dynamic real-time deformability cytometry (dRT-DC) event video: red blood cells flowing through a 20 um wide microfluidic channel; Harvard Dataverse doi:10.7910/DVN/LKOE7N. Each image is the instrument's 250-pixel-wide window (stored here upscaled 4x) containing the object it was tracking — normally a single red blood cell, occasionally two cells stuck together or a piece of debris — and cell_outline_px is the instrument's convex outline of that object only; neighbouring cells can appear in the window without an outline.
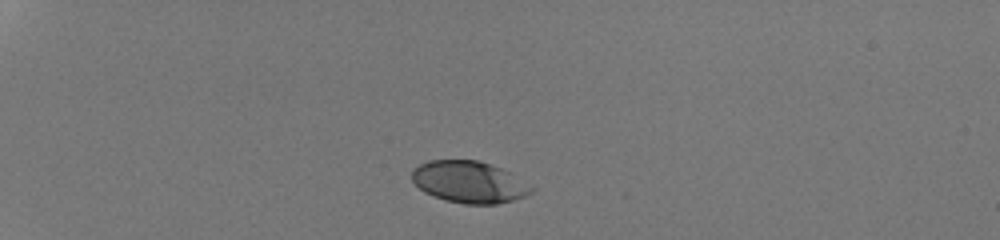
{"species": "human", "species_latin": "Homo sapiens", "temperature_condition": "room temperature", "stored_images_in_passage": 33, "camera_frame_rate_fps": 3000, "um_per_image_px": 0.085, "donor": {"sex": "male"}, "frame": {"image": 1, "passage_image": 1, "time_ms": 0.0, "image_size_px": [1000, 240], "cell_outline_px": [[536, 188], [532, 192], [524, 196], [512, 200], [496, 204], [464, 204], [444, 200], [424, 192], [412, 180], [412, 168], [428, 160], [480, 160], [500, 168], [508, 172]], "centroid_in_image_um": [39.86, 15.47], "position_along_channel_um": 45.1, "area_um2": 29.02}}
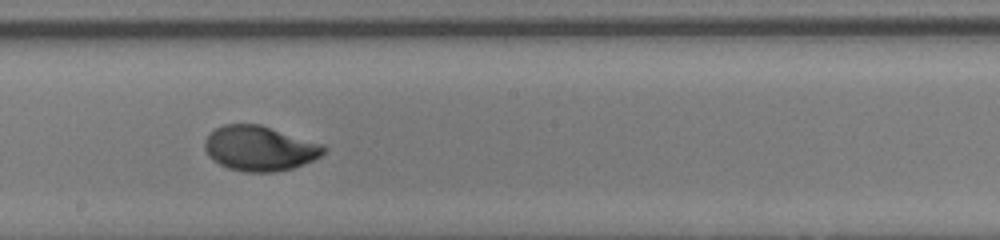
{"frame": {"image": 2, "passage_image": 19, "time_ms": 6.0, "image_size_px": [1000, 240], "cell_outline_px": [[328, 148], [320, 156], [312, 160], [292, 168], [276, 172], [244, 172], [228, 168], [212, 160], [208, 156], [204, 148], [204, 140], [216, 128], [224, 124], [260, 124], [324, 144]], "centroid_in_image_um": [22.07, 12.61], "position_along_channel_um": 226.1, "area_um2": 31.27}}
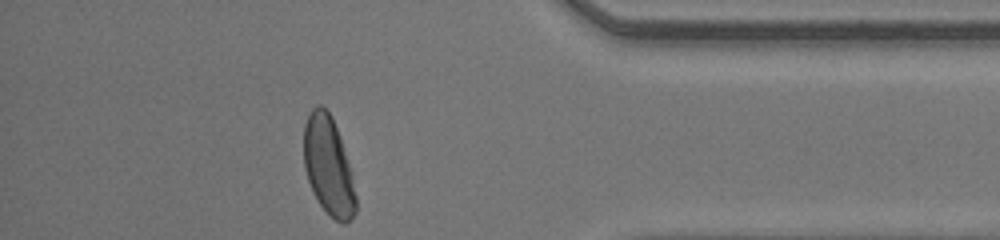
{"frame": {"image": 3, "passage_image": 33, "time_ms": 10.667, "image_size_px": [1000, 240], "cell_outline_px": [[356, 212], [352, 220], [344, 224], [336, 220], [320, 204], [308, 180], [304, 168], [304, 124], [312, 108], [316, 104], [320, 104], [332, 116], [340, 136], [352, 172], [356, 196]], "centroid_in_image_um": [27.93, 14.09], "position_along_channel_um": 407.3, "area_um2": 29.82}, "authors_computed_cell_mechanics": {"area_um2": 30.345, "velocity_mm_per_s": 4.2486, "shape_relaxation_time_tau1_ms": 2.8391, "shape_relaxation_time_tau2_ms": null, "deformation_change_tau1": 0.1673, "deformation_change_tau2": null}}